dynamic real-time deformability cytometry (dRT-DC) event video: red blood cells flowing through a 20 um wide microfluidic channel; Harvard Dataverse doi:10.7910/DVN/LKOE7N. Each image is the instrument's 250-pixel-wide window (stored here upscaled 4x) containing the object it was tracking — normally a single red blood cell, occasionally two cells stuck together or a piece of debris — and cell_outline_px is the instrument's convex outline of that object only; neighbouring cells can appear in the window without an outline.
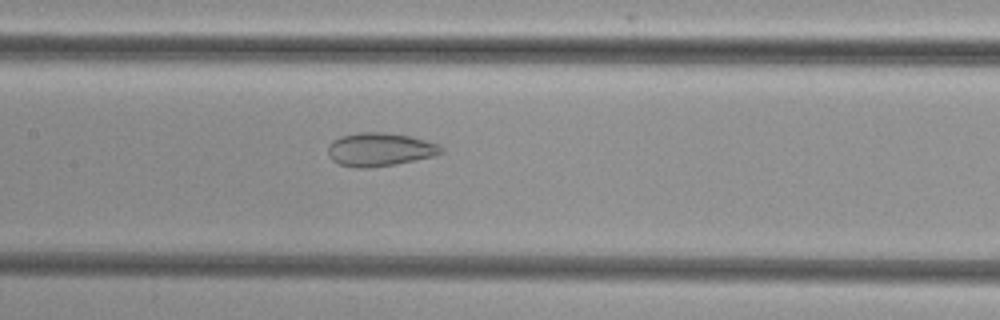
{"species": "common noctule bat (a hibernating species)", "species_latin": "Nyctalus noctula", "temperature_condition": "cold", "stored_images_in_passage": 42, "camera_frame_rate_fps": 3000, "um_per_image_px": 0.085, "animal": {"sex": "female", "body_mass_g": 29.2, "forearm_length_mm": 56.3}, "frame": {"image": 1, "passage_image": 15, "time_ms": 4.667, "image_size_px": [1000, 320], "cell_outline_px": [[444, 152], [432, 156], [396, 164], [368, 168], [356, 168], [340, 164], [332, 160], [328, 152], [328, 148], [332, 140], [340, 136], [356, 132], [384, 132], [412, 136], [440, 144], [444, 148]], "centroid_in_image_um": [32.3, 12.69], "position_along_channel_um": 175.1, "area_um2": 22.2}}
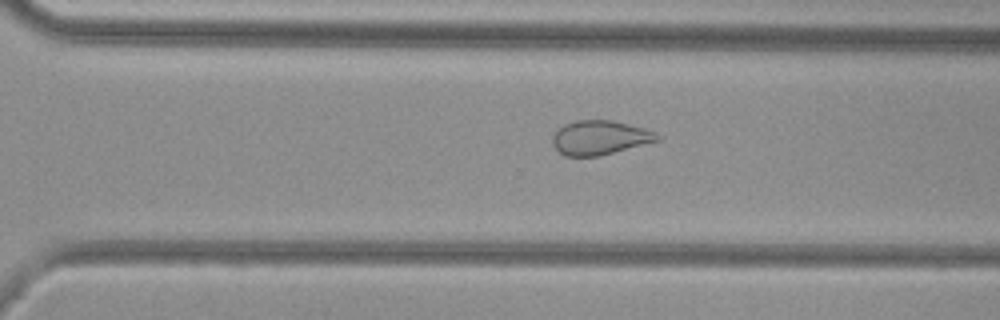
{"frame": {"image": 2, "passage_image": 26, "time_ms": 8.333, "image_size_px": [1000, 320], "cell_outline_px": [[660, 140], [600, 156], [564, 156], [552, 144], [552, 136], [564, 124], [576, 120], [612, 120], [644, 128], [656, 132], [660, 136]], "centroid_in_image_um": [50.99, 11.7], "position_along_channel_um": 319.6, "area_um2": 20.87}}
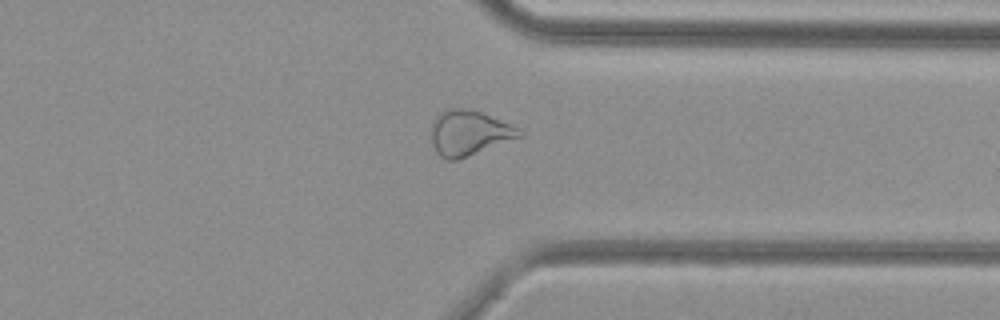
{"frame": {"image": 3, "passage_image": 30, "time_ms": 9.667, "image_size_px": [1000, 320], "cell_outline_px": [[524, 136], [468, 156], [456, 160], [448, 160], [440, 156], [436, 152], [432, 144], [432, 124], [436, 116], [444, 108], [472, 108], [520, 128], [524, 132]], "centroid_in_image_um": [39.89, 11.28], "position_along_channel_um": 371.5, "area_um2": 23.41}}